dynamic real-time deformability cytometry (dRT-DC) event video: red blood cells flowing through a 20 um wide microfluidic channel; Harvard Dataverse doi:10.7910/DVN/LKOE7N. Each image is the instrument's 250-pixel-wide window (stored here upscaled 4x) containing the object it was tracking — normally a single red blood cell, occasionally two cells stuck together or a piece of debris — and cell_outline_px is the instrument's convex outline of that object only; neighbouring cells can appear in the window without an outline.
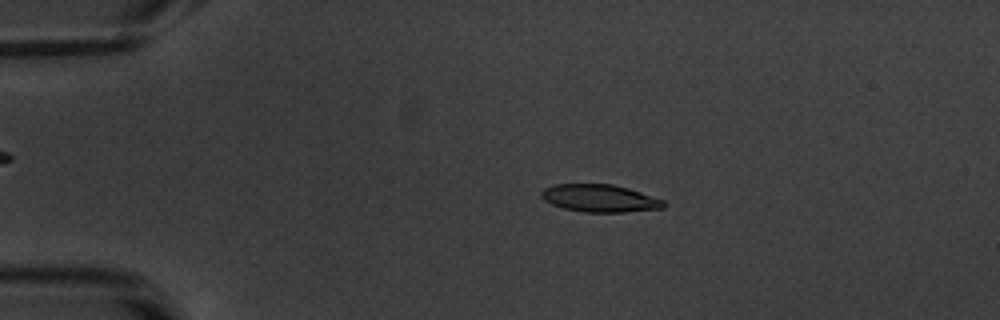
{"species": "common noctule bat (a hibernating species)", "species_latin": "Nyctalus noctula", "temperature_condition": "warm", "stored_images_in_passage": 53, "camera_frame_rate_fps": 3000, "um_per_image_px": 0.085, "animal": {"sex": "male", "body_mass_g": 20.1, "forearm_length_mm": 53.5}, "frame": {"image": 1, "passage_image": 11, "time_ms": 3.333, "image_size_px": [1000, 320], "cell_outline_px": [[664, 208], [624, 212], [584, 212], [564, 208], [552, 204], [544, 200], [540, 196], [540, 192], [544, 188], [556, 184], [612, 184], [628, 188], [664, 200]], "centroid_in_image_um": [50.96, 16.85], "position_along_channel_um": 34.0, "area_um2": 19.54}}
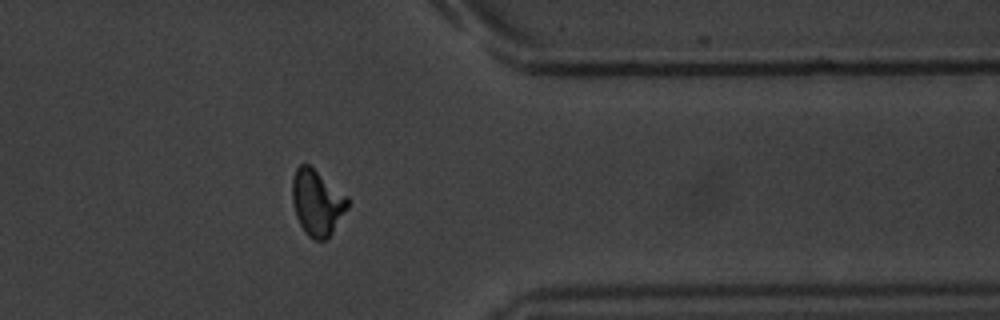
{"frame": {"image": 2, "passage_image": 43, "time_ms": 14.0, "image_size_px": [1000, 320], "cell_outline_px": [[348, 208], [332, 232], [324, 240], [316, 240], [308, 236], [304, 232], [296, 216], [292, 200], [292, 180], [296, 168], [300, 164], [308, 164], [348, 196]], "centroid_in_image_um": [26.94, 17.21], "position_along_channel_um": 384.5, "area_um2": 21.1}}
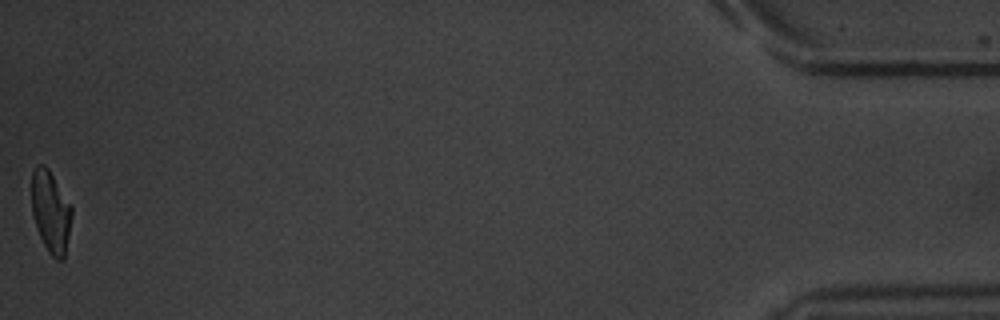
{"frame": {"image": 3, "passage_image": 53, "time_ms": 17.333, "image_size_px": [1000, 320], "cell_outline_px": [[72, 216], [64, 260], [56, 260], [48, 252], [40, 236], [32, 216], [32, 172], [36, 164], [44, 164], [48, 168], [72, 208]], "centroid_in_image_um": [4.3, 18.01], "position_along_channel_um": 430.9, "area_um2": 19.02}, "authors_computed_cell_mechanics": {"area_um2": 20.1144, "velocity_mm_per_s": 3.8385, "shape_relaxation_time_tau1_ms": 3.9657, "shape_relaxation_time_tau2_ms": 1.7974, "deformation_change_tau1": 0.1707, "deformation_change_tau2": 0.0919}}